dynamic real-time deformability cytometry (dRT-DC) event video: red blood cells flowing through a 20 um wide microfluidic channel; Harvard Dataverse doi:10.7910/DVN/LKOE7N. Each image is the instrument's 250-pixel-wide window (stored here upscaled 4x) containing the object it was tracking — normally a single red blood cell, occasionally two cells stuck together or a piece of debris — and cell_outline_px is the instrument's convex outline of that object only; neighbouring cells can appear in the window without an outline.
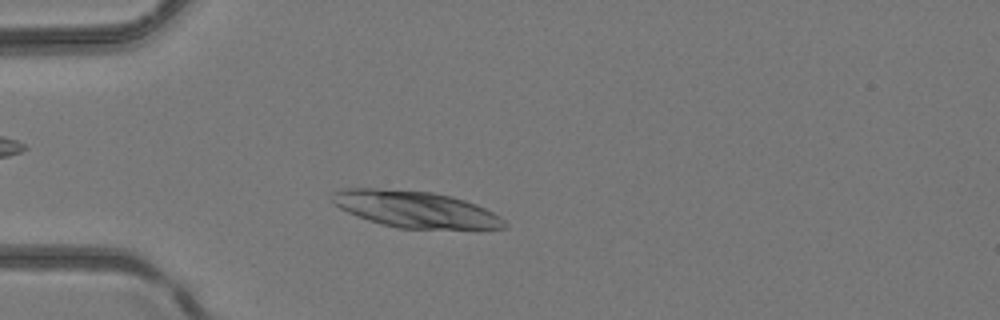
{"species": "common noctule bat (a hibernating species)", "species_latin": "Nyctalus noctula", "temperature_condition": "room temperature", "stored_images_in_passage": 42, "camera_frame_rate_fps": 3000, "um_per_image_px": 0.085, "animal": {"sex": "female", "body_mass_g": 24.6, "forearm_length_mm": 56.2}, "frame": {"image": 1, "passage_image": 8, "time_ms": 2.333, "image_size_px": [1000, 320], "cell_outline_px": [[508, 228], [476, 232], [396, 228], [380, 224], [356, 216], [340, 208], [332, 200], [332, 192], [340, 188], [372, 188], [432, 192], [452, 196], [476, 204], [500, 216], [508, 224]], "centroid_in_image_um": [35.44, 17.85], "position_along_channel_um": 49.6, "area_um2": 38.03}}